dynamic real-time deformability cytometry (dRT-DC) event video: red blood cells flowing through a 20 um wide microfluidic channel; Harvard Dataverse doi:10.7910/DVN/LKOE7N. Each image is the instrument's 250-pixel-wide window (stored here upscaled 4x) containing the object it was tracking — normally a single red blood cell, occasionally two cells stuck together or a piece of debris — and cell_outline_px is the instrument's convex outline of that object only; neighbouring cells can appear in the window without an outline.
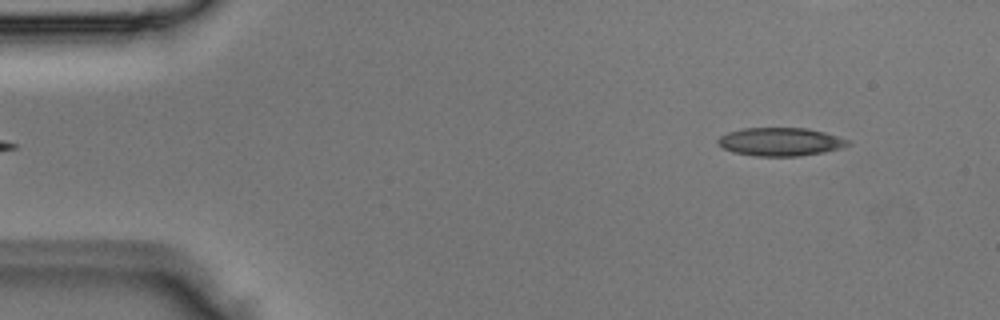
{"species": "Egyptian fruit bat (a non-hibernating species)", "species_latin": "Rousettus aegyptiacus", "temperature_condition": "room temperature", "stored_images_in_passage": 4, "segment_of_instrument_passage": [2, 2], "camera_frame_rate_fps": 3000, "um_per_image_px": 0.085, "animal": {"sex": "male"}, "frame": {"image": 1, "passage_image": 4, "time_ms": 1.0, "image_size_px": [1000, 320], "cell_outline_px": [[852, 144], [840, 148], [824, 152], [800, 156], [756, 156], [732, 152], [716, 144], [716, 140], [720, 136], [728, 132], [744, 128], [808, 128], [824, 132], [852, 140]], "centroid_in_image_um": [66.35, 12.05], "position_along_channel_um": 18.7, "area_um2": 21.62}}